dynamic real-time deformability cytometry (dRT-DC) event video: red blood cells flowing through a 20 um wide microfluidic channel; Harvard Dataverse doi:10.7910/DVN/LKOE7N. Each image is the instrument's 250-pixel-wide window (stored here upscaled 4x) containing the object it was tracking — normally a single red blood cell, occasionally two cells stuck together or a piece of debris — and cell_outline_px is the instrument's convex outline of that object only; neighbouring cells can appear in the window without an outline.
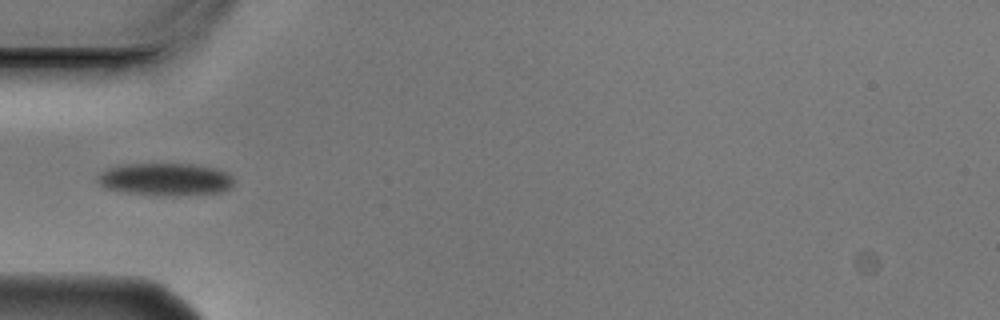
{"species": "Egyptian fruit bat (a non-hibernating species)", "species_latin": "Rousettus aegyptiacus", "temperature_condition": "cold", "stored_images_in_passage": 1, "camera_frame_rate_fps": 3000, "um_per_image_px": 0.085, "animal": {"sex": "male"}, "frame": {"image": 1, "passage_image": 1, "time_ms": 0.0, "image_size_px": [1000, 320], "cell_outline_px": [[232, 188], [220, 192], [176, 196], [172, 196], [120, 192], [104, 188], [96, 180], [96, 176], [100, 172], [108, 168], [120, 164], [192, 164], [212, 168], [228, 172], [232, 176]], "centroid_in_image_um": [14.01, 15.25], "position_along_channel_um": 71.0, "area_um2": 26.07}}